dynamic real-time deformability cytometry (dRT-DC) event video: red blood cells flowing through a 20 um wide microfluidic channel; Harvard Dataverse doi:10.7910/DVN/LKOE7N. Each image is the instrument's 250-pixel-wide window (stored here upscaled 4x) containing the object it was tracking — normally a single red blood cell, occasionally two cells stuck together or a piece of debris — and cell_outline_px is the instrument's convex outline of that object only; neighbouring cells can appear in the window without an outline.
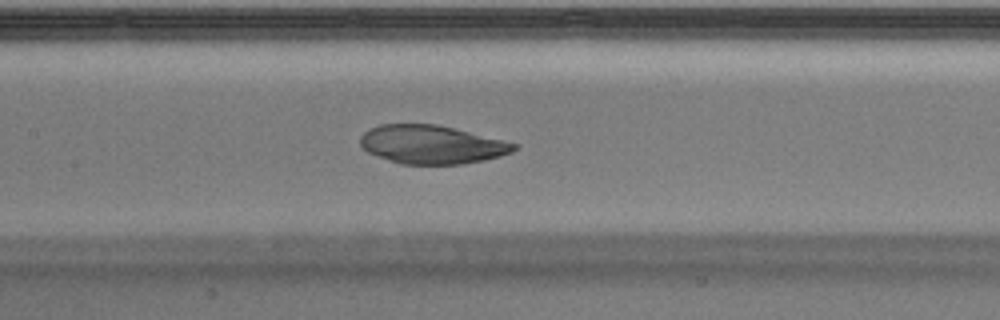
{"species": "Egyptian fruit bat (a non-hibernating species)", "species_latin": "Rousettus aegyptiacus", "temperature_condition": "warm", "stored_images_in_passage": 27, "camera_frame_rate_fps": 3000, "um_per_image_px": 0.085, "animal": {"sex": "male"}, "frame": {"image": 1, "passage_image": 8, "time_ms": 2.333, "image_size_px": [1000, 320], "cell_outline_px": [[520, 144], [512, 152], [500, 156], [484, 160], [464, 164], [400, 164], [368, 152], [360, 148], [360, 136], [364, 132], [380, 124], [436, 124]], "centroid_in_image_um": [36.69, 12.29], "position_along_channel_um": 170.7, "area_um2": 34.45}}